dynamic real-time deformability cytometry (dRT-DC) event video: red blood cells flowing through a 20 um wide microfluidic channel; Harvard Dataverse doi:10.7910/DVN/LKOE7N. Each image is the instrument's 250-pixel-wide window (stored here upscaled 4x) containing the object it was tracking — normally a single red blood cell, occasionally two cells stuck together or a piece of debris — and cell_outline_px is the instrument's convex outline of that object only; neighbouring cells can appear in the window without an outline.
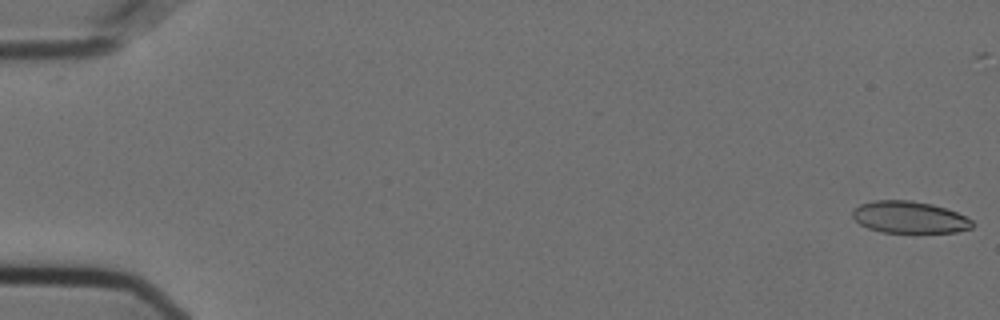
{"species": "Egyptian fruit bat (a non-hibernating species)", "species_latin": "Rousettus aegyptiacus", "temperature_condition": "cold", "stored_images_in_passage": 35, "camera_frame_rate_fps": 3000, "um_per_image_px": 0.085, "animal": {"sex": "female"}, "frame": {"image": 1, "passage_image": 1, "time_ms": 0.0, "image_size_px": [1000, 320], "cell_outline_px": [[976, 224], [972, 228], [956, 232], [880, 232], [868, 228], [860, 224], [852, 216], [852, 212], [860, 204], [872, 200], [912, 200], [932, 204], [956, 212], [972, 220]], "centroid_in_image_um": [77.3, 18.46], "position_along_channel_um": 7.7, "area_um2": 22.25}}
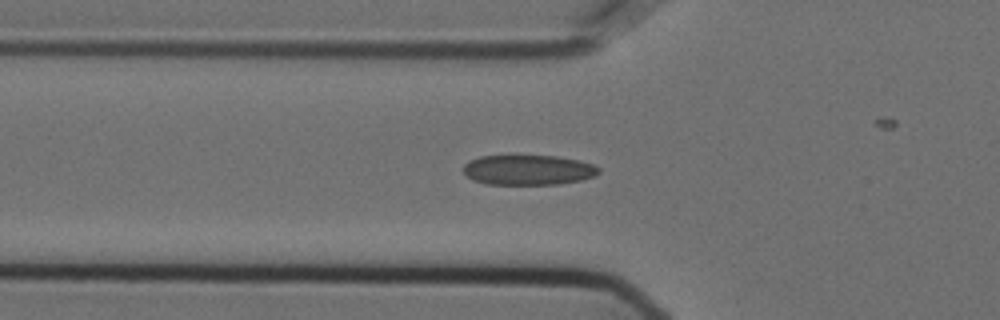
{"frame": {"image": 2, "passage_image": 20, "time_ms": 6.333, "image_size_px": [1000, 320], "cell_outline_px": [[600, 172], [596, 176], [580, 180], [560, 184], [484, 184], [472, 180], [464, 172], [464, 164], [468, 160], [480, 156], [556, 156], [576, 160], [592, 164], [600, 168]], "centroid_in_image_um": [44.88, 14.45], "position_along_channel_um": 80.9, "area_um2": 23.7}}
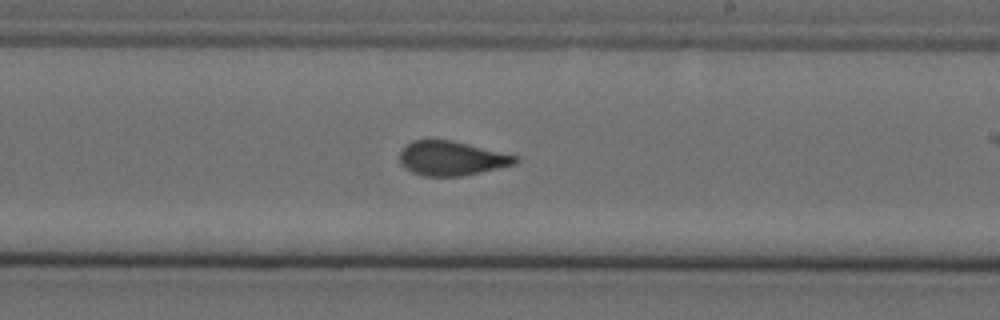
{"frame": {"image": 3, "passage_image": 34, "time_ms": 11.0, "image_size_px": [1000, 320], "cell_outline_px": [[520, 160], [516, 164], [464, 176], [424, 176], [412, 172], [404, 168], [400, 164], [400, 148], [412, 140], [452, 140], [520, 156]], "centroid_in_image_um": [38.39, 13.46], "position_along_channel_um": 250.6, "area_um2": 23.47}}